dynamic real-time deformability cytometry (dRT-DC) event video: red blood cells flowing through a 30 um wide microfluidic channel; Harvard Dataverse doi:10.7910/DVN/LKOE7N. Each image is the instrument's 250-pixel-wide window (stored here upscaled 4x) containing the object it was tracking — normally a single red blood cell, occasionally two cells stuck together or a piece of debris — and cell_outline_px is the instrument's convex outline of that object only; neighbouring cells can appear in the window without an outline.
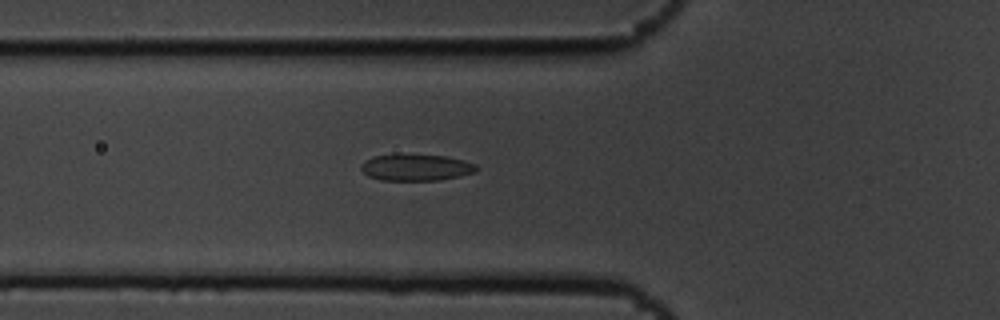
{"species": "common noctule bat (a hibernating species)", "species_latin": "Nyctalus noctula", "temperature_condition": "cold", "stored_images_in_passage": 6, "camera_frame_rate_fps": 3000, "um_per_image_px": 0.085, "animal": {"sex": "male", "body_mass_g": 19.5, "forearm_length_mm": 54.6}, "frame": {"image": 1, "passage_image": 6, "time_ms": 1.667, "image_size_px": [1000, 320], "cell_outline_px": [[480, 168], [476, 172], [460, 176], [440, 180], [380, 180], [368, 176], [360, 168], [360, 164], [364, 160], [372, 156], [400, 152], [448, 156], [464, 160], [476, 164]], "centroid_in_image_um": [35.35, 14.19], "position_along_channel_um": 90.4, "area_um2": 18.67}}